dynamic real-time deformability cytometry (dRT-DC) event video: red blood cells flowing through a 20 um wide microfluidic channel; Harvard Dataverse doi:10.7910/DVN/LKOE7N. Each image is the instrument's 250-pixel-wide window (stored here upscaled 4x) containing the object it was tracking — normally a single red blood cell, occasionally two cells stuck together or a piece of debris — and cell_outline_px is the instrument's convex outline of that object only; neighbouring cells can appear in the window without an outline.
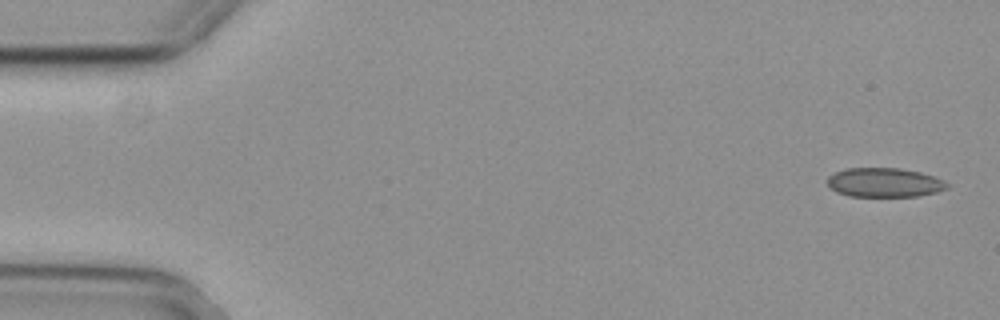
{"species": "common noctule bat (a hibernating species)", "species_latin": "Nyctalus noctula", "temperature_condition": "cold", "stored_images_in_passage": 16, "camera_frame_rate_fps": 3000, "um_per_image_px": 0.085, "animal": {"sex": "female", "body_mass_g": 29.2, "forearm_length_mm": 56.3}, "frame": {"image": 1, "passage_image": 1, "time_ms": 0.0, "image_size_px": [1000, 320], "cell_outline_px": [[948, 188], [936, 192], [920, 196], [852, 196], [836, 192], [828, 188], [828, 176], [844, 168], [900, 168], [920, 172], [944, 180], [948, 184]], "centroid_in_image_um": [75.16, 15.51], "position_along_channel_um": 9.8, "area_um2": 20.4}}
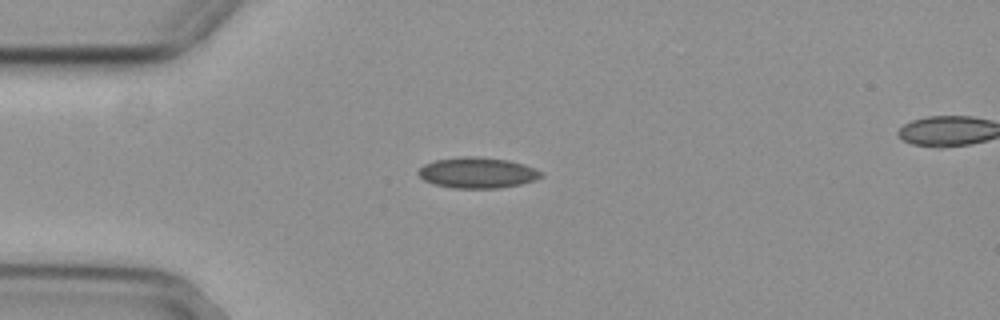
{"frame": {"image": 2, "passage_image": 13, "time_ms": 4.0, "image_size_px": [1000, 320], "cell_outline_px": [[544, 176], [520, 184], [496, 188], [452, 188], [436, 184], [424, 180], [416, 172], [424, 164], [436, 160], [460, 156], [476, 156], [508, 160], [524, 164], [536, 168], [544, 172]], "centroid_in_image_um": [40.59, 14.67], "position_along_channel_um": 44.4, "area_um2": 22.02}}